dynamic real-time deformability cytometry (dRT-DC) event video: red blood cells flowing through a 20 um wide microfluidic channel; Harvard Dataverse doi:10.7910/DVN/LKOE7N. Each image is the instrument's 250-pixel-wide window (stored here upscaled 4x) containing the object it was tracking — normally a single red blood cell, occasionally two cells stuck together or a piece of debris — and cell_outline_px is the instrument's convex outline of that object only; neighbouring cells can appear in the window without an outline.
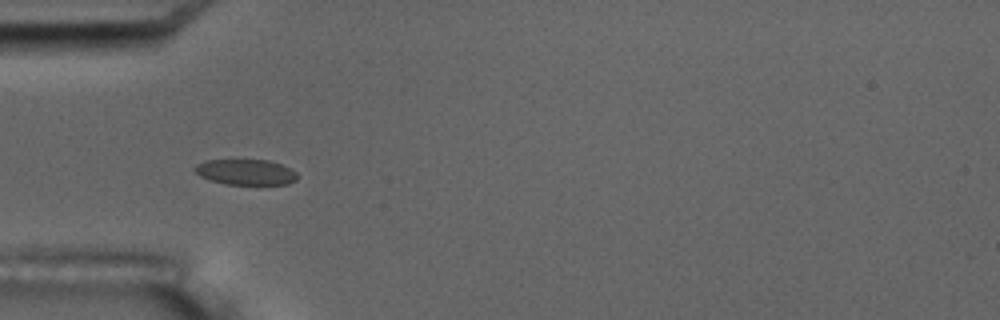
{"species": "common noctule bat (a hibernating species)", "species_latin": "Nyctalus noctula", "temperature_condition": "room temperature", "stored_images_in_passage": 7, "camera_frame_rate_fps": 3000, "um_per_image_px": 0.085, "animal": {"sex": "male", "body_mass_g": 17.5, "forearm_length_mm": 52.3}, "frame": {"image": 1, "passage_image": 6, "time_ms": 6.0, "image_size_px": [1000, 320], "cell_outline_px": [[296, 180], [288, 184], [224, 184], [200, 176], [192, 168], [196, 164], [204, 160], [268, 160], [280, 164], [296, 172]], "centroid_in_image_um": [20.85, 14.62], "position_along_channel_um": 64.2, "area_um2": 15.14}}